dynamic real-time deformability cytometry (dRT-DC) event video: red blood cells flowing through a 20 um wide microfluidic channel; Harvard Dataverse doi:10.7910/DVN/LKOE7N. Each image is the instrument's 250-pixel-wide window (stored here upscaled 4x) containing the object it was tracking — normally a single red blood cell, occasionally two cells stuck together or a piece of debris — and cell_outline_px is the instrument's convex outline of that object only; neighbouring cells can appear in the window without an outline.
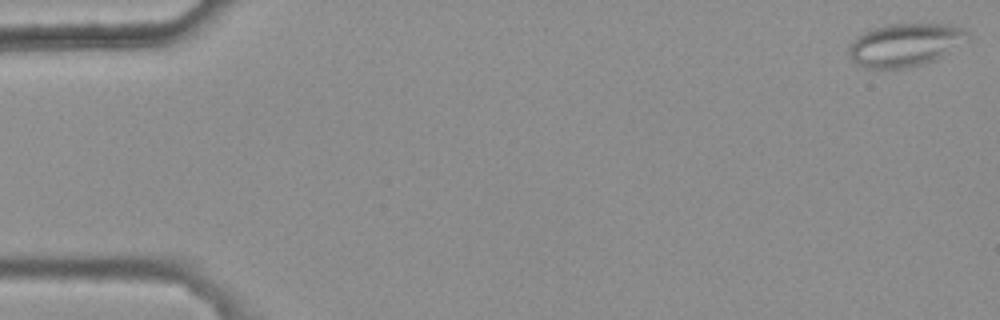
{"species": "common noctule bat (a hibernating species)", "species_latin": "Nyctalus noctula", "temperature_condition": "warm", "stored_images_in_passage": 5, "camera_frame_rate_fps": 3000, "um_per_image_px": 0.085, "animal": {"sex": "female", "body_mass_g": 25.1}, "frame": {"image": 1, "passage_image": 1, "time_ms": 0.0, "image_size_px": [1000, 320], "cell_outline_px": [[972, 40], [936, 60], [904, 68], [864, 68], [856, 64], [852, 60], [848, 52], [848, 44], [856, 36], [872, 28], [884, 24], [956, 24], [964, 28], [972, 36]], "centroid_in_image_um": [76.99, 3.79], "position_along_channel_um": 8.0, "area_um2": 30.58}}